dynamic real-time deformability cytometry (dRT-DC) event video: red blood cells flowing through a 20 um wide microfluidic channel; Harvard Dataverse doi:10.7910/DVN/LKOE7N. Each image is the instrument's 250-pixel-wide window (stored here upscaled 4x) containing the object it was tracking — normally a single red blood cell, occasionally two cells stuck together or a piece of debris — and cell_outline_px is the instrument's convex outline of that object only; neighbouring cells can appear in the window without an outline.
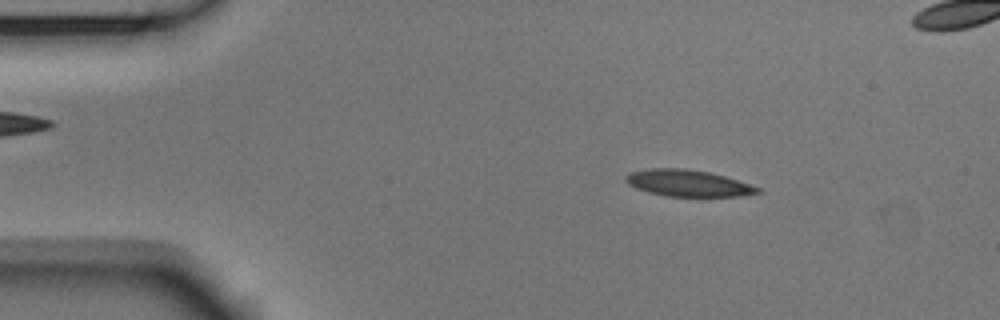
{"species": "Egyptian fruit bat (a non-hibernating species)", "species_latin": "Rousettus aegyptiacus", "temperature_condition": "room temperature", "stored_images_in_passage": 53, "segment_of_instrument_passage": [1, 2], "camera_frame_rate_fps": 3000, "um_per_image_px": 0.085, "animal": {"sex": "male"}, "frame": {"image": 1, "passage_image": 7, "time_ms": 2.0, "image_size_px": [1000, 320], "cell_outline_px": [[764, 192], [740, 196], [668, 196], [648, 192], [636, 188], [628, 184], [624, 180], [624, 176], [628, 172], [652, 168], [684, 168], [708, 172], [724, 176], [760, 188]], "centroid_in_image_um": [58.44, 15.56], "position_along_channel_um": 26.6, "area_um2": 20.35}}
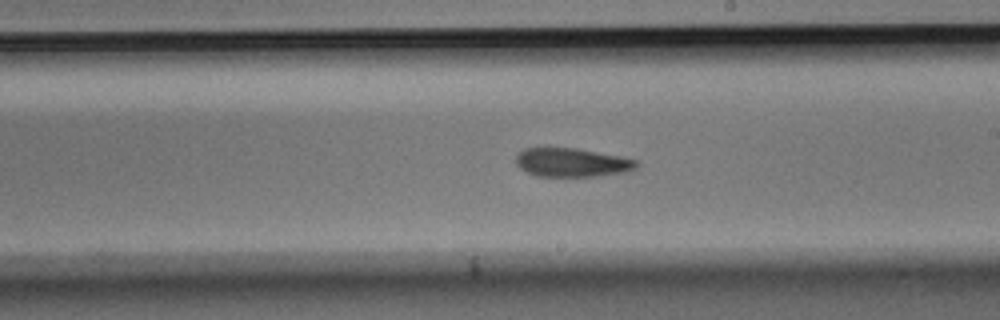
{"frame": {"image": 2, "passage_image": 29, "time_ms": 9.333, "image_size_px": [1000, 320], "cell_outline_px": [[640, 164], [632, 172], [596, 176], [536, 176], [520, 168], [516, 164], [516, 156], [524, 148], [544, 144], [576, 148], [620, 156], [636, 160]], "centroid_in_image_um": [48.59, 13.77], "position_along_channel_um": 240.4, "area_um2": 21.04}}
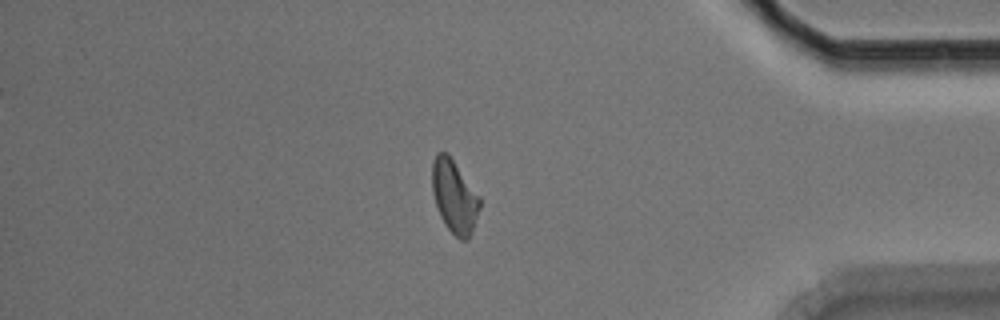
{"frame": {"image": 3, "passage_image": 44, "time_ms": 14.333, "image_size_px": [1000, 320], "cell_outline_px": [[480, 208], [472, 232], [468, 240], [460, 240], [444, 224], [440, 216], [432, 192], [432, 160], [436, 152], [444, 152], [452, 160], [480, 196]], "centroid_in_image_um": [38.61, 16.73], "position_along_channel_um": 396.6, "area_um2": 20.06}}